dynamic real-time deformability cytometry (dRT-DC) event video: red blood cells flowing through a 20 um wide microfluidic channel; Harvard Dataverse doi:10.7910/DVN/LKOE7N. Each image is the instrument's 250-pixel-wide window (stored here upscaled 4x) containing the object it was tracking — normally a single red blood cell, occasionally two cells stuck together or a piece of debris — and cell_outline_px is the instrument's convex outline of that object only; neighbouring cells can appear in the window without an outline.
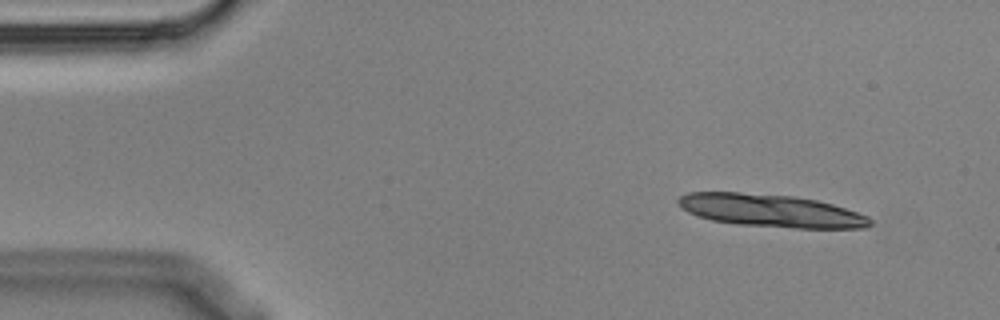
{"species": "Egyptian fruit bat (a non-hibernating species)", "species_latin": "Rousettus aegyptiacus", "temperature_condition": "cold", "stored_images_in_passage": 5, "segment_of_instrument_passage": [2, 2], "camera_frame_rate_fps": 3000, "um_per_image_px": 0.085, "animal": {"sex": "male"}, "frame": {"image": 1, "passage_image": 5, "time_ms": 1.333, "image_size_px": [1000, 320], "cell_outline_px": [[872, 224], [864, 228], [796, 228], [736, 224], [712, 220], [696, 216], [680, 208], [676, 200], [680, 196], [688, 192], [740, 192], [796, 196], [816, 200], [832, 204], [868, 216], [872, 220]], "centroid_in_image_um": [65.48, 17.9], "position_along_channel_um": 19.5, "area_um2": 36.7}}